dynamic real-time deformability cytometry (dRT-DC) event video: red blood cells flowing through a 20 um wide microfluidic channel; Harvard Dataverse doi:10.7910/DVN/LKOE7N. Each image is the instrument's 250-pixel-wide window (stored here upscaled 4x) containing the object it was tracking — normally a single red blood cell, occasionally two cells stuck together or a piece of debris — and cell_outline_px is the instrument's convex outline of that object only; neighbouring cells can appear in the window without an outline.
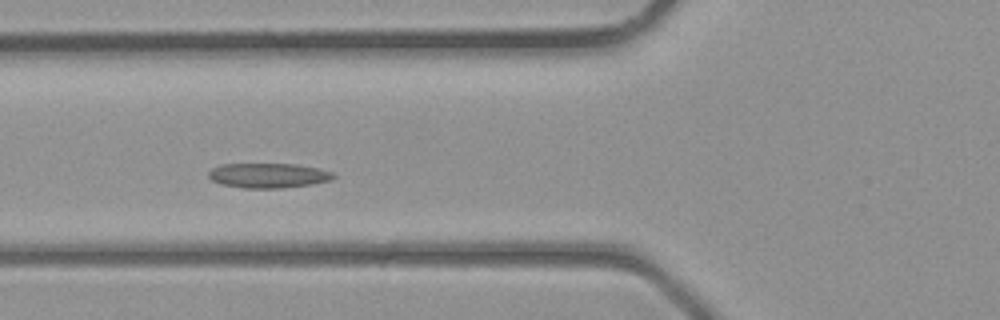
{"species": "common noctule bat (a hibernating species)", "species_latin": "Nyctalus noctula", "temperature_condition": "room temperature", "stored_images_in_passage": 38, "camera_frame_rate_fps": 3000, "um_per_image_px": 0.085, "animal": {"sex": "male", "body_mass_g": 23.1, "forearm_length_mm": 52.7}, "frame": {"image": 1, "passage_image": 12, "time_ms": 3.667, "image_size_px": [1000, 320], "cell_outline_px": [[336, 176], [332, 180], [312, 184], [284, 188], [244, 188], [220, 184], [212, 180], [208, 176], [208, 172], [212, 168], [220, 164], [296, 164], [320, 168], [332, 172]], "centroid_in_image_um": [22.82, 14.91], "position_along_channel_um": 103.0, "area_um2": 18.21}}
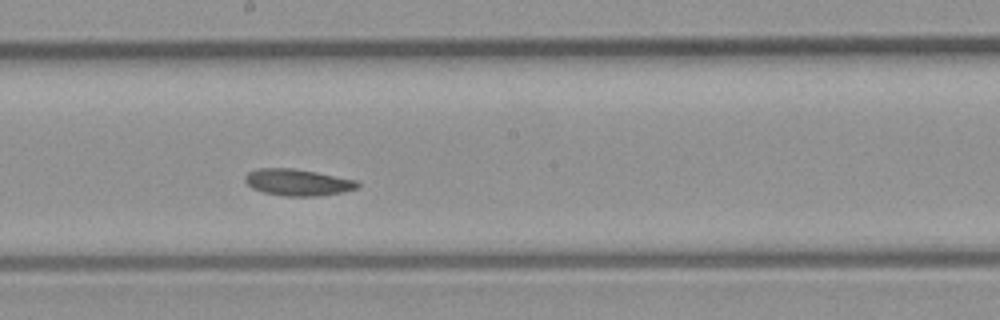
{"frame": {"image": 2, "passage_image": 19, "time_ms": 6.0, "image_size_px": [1000, 320], "cell_outline_px": [[360, 188], [344, 192], [316, 196], [284, 196], [264, 192], [252, 188], [244, 180], [244, 176], [248, 172], [256, 168], [296, 168], [356, 180], [360, 184]], "centroid_in_image_um": [25.31, 15.49], "position_along_channel_um": 222.9, "area_um2": 17.57}}
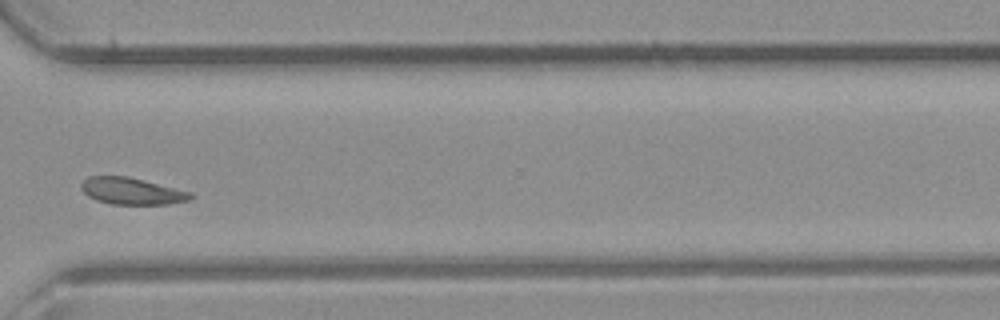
{"frame": {"image": 3, "passage_image": 27, "time_ms": 8.667, "image_size_px": [1000, 320], "cell_outline_px": [[196, 196], [192, 200], [168, 204], [112, 204], [96, 200], [88, 196], [80, 188], [80, 184], [88, 176], [128, 176], [192, 192]], "centroid_in_image_um": [11.23, 16.24], "position_along_channel_um": 359.4, "area_um2": 17.22}}